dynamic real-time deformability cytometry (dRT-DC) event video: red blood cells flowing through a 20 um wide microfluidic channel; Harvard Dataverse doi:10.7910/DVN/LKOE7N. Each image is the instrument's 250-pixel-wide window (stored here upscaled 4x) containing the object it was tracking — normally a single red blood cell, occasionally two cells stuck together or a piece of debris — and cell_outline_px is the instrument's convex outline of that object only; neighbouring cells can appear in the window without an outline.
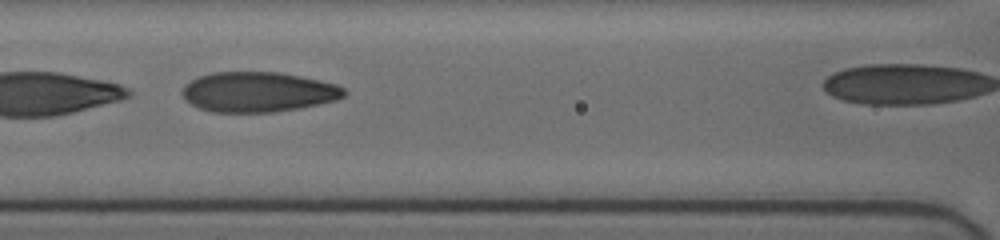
{"species": "human", "species_latin": "Homo sapiens", "temperature_condition": "cold", "stored_images_in_passage": 26, "camera_frame_rate_fps": 3000, "um_per_image_px": 0.085, "donor": {"sex": "female"}, "frame": {"image": 1, "passage_image": 13, "time_ms": 4.0, "image_size_px": [1000, 240], "cell_outline_px": [[348, 92], [344, 96], [336, 100], [300, 108], [272, 112], [212, 112], [200, 108], [192, 104], [180, 92], [184, 84], [200, 76], [212, 72], [280, 72], [320, 80], [336, 84], [344, 88]], "centroid_in_image_um": [21.95, 7.81], "position_along_channel_um": 144.6, "area_um2": 37.8}}